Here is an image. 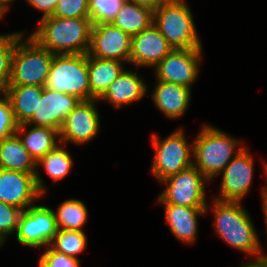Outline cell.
<instances>
[{
    "instance_id": "cell-9",
    "label": "cell",
    "mask_w": 267,
    "mask_h": 267,
    "mask_svg": "<svg viewBox=\"0 0 267 267\" xmlns=\"http://www.w3.org/2000/svg\"><path fill=\"white\" fill-rule=\"evenodd\" d=\"M57 230L54 210L46 205H33L21 213L15 237L23 246L46 248Z\"/></svg>"
},
{
    "instance_id": "cell-14",
    "label": "cell",
    "mask_w": 267,
    "mask_h": 267,
    "mask_svg": "<svg viewBox=\"0 0 267 267\" xmlns=\"http://www.w3.org/2000/svg\"><path fill=\"white\" fill-rule=\"evenodd\" d=\"M41 198L35 174L0 168V201L24 211Z\"/></svg>"
},
{
    "instance_id": "cell-19",
    "label": "cell",
    "mask_w": 267,
    "mask_h": 267,
    "mask_svg": "<svg viewBox=\"0 0 267 267\" xmlns=\"http://www.w3.org/2000/svg\"><path fill=\"white\" fill-rule=\"evenodd\" d=\"M165 220L173 236L185 244L195 243L198 236L199 217L206 213V207H186L175 204H162Z\"/></svg>"
},
{
    "instance_id": "cell-37",
    "label": "cell",
    "mask_w": 267,
    "mask_h": 267,
    "mask_svg": "<svg viewBox=\"0 0 267 267\" xmlns=\"http://www.w3.org/2000/svg\"><path fill=\"white\" fill-rule=\"evenodd\" d=\"M14 0H0V12L5 15Z\"/></svg>"
},
{
    "instance_id": "cell-7",
    "label": "cell",
    "mask_w": 267,
    "mask_h": 267,
    "mask_svg": "<svg viewBox=\"0 0 267 267\" xmlns=\"http://www.w3.org/2000/svg\"><path fill=\"white\" fill-rule=\"evenodd\" d=\"M182 128L160 139L152 134L151 142L154 156L151 173L159 182L193 165V144H189Z\"/></svg>"
},
{
    "instance_id": "cell-34",
    "label": "cell",
    "mask_w": 267,
    "mask_h": 267,
    "mask_svg": "<svg viewBox=\"0 0 267 267\" xmlns=\"http://www.w3.org/2000/svg\"><path fill=\"white\" fill-rule=\"evenodd\" d=\"M30 6L42 12V17L45 18L48 16H52L59 0H26Z\"/></svg>"
},
{
    "instance_id": "cell-22",
    "label": "cell",
    "mask_w": 267,
    "mask_h": 267,
    "mask_svg": "<svg viewBox=\"0 0 267 267\" xmlns=\"http://www.w3.org/2000/svg\"><path fill=\"white\" fill-rule=\"evenodd\" d=\"M73 163V158L66 149V144L62 145V143L36 162L37 171L35 174V181L39 192L42 194V198L47 195L48 191L44 180L41 178V172L38 170V167L42 166L50 179L56 182L61 181L69 174Z\"/></svg>"
},
{
    "instance_id": "cell-15",
    "label": "cell",
    "mask_w": 267,
    "mask_h": 267,
    "mask_svg": "<svg viewBox=\"0 0 267 267\" xmlns=\"http://www.w3.org/2000/svg\"><path fill=\"white\" fill-rule=\"evenodd\" d=\"M80 102L74 95L44 88L41 99H38L37 113L26 124L60 131L65 118Z\"/></svg>"
},
{
    "instance_id": "cell-12",
    "label": "cell",
    "mask_w": 267,
    "mask_h": 267,
    "mask_svg": "<svg viewBox=\"0 0 267 267\" xmlns=\"http://www.w3.org/2000/svg\"><path fill=\"white\" fill-rule=\"evenodd\" d=\"M98 99L81 101L65 118L59 131L60 143L84 145L92 141L100 132V116L97 110Z\"/></svg>"
},
{
    "instance_id": "cell-36",
    "label": "cell",
    "mask_w": 267,
    "mask_h": 267,
    "mask_svg": "<svg viewBox=\"0 0 267 267\" xmlns=\"http://www.w3.org/2000/svg\"><path fill=\"white\" fill-rule=\"evenodd\" d=\"M263 163V169H264V173H265V178H266V181H267V162H262ZM261 201H262V207H267V185L266 186H262L261 188Z\"/></svg>"
},
{
    "instance_id": "cell-33",
    "label": "cell",
    "mask_w": 267,
    "mask_h": 267,
    "mask_svg": "<svg viewBox=\"0 0 267 267\" xmlns=\"http://www.w3.org/2000/svg\"><path fill=\"white\" fill-rule=\"evenodd\" d=\"M39 257L38 267H80V260L65 253L52 250L49 246Z\"/></svg>"
},
{
    "instance_id": "cell-26",
    "label": "cell",
    "mask_w": 267,
    "mask_h": 267,
    "mask_svg": "<svg viewBox=\"0 0 267 267\" xmlns=\"http://www.w3.org/2000/svg\"><path fill=\"white\" fill-rule=\"evenodd\" d=\"M86 205L80 199H67L58 205L55 212L56 225L58 229L83 230L88 219Z\"/></svg>"
},
{
    "instance_id": "cell-41",
    "label": "cell",
    "mask_w": 267,
    "mask_h": 267,
    "mask_svg": "<svg viewBox=\"0 0 267 267\" xmlns=\"http://www.w3.org/2000/svg\"><path fill=\"white\" fill-rule=\"evenodd\" d=\"M3 16H4V15L0 12V19L3 18Z\"/></svg>"
},
{
    "instance_id": "cell-17",
    "label": "cell",
    "mask_w": 267,
    "mask_h": 267,
    "mask_svg": "<svg viewBox=\"0 0 267 267\" xmlns=\"http://www.w3.org/2000/svg\"><path fill=\"white\" fill-rule=\"evenodd\" d=\"M148 88L144 78L133 69L125 68L98 101L108 102L113 108L120 109L140 101L146 96Z\"/></svg>"
},
{
    "instance_id": "cell-30",
    "label": "cell",
    "mask_w": 267,
    "mask_h": 267,
    "mask_svg": "<svg viewBox=\"0 0 267 267\" xmlns=\"http://www.w3.org/2000/svg\"><path fill=\"white\" fill-rule=\"evenodd\" d=\"M23 210L0 201V240L5 243L8 236L15 235Z\"/></svg>"
},
{
    "instance_id": "cell-16",
    "label": "cell",
    "mask_w": 267,
    "mask_h": 267,
    "mask_svg": "<svg viewBox=\"0 0 267 267\" xmlns=\"http://www.w3.org/2000/svg\"><path fill=\"white\" fill-rule=\"evenodd\" d=\"M173 48L152 23L139 34L132 36L129 64L139 67L154 68Z\"/></svg>"
},
{
    "instance_id": "cell-18",
    "label": "cell",
    "mask_w": 267,
    "mask_h": 267,
    "mask_svg": "<svg viewBox=\"0 0 267 267\" xmlns=\"http://www.w3.org/2000/svg\"><path fill=\"white\" fill-rule=\"evenodd\" d=\"M155 83L151 92L154 106L166 118L180 120L190 106L192 89L163 81Z\"/></svg>"
},
{
    "instance_id": "cell-25",
    "label": "cell",
    "mask_w": 267,
    "mask_h": 267,
    "mask_svg": "<svg viewBox=\"0 0 267 267\" xmlns=\"http://www.w3.org/2000/svg\"><path fill=\"white\" fill-rule=\"evenodd\" d=\"M111 23L132 37L153 23V11L126 0Z\"/></svg>"
},
{
    "instance_id": "cell-35",
    "label": "cell",
    "mask_w": 267,
    "mask_h": 267,
    "mask_svg": "<svg viewBox=\"0 0 267 267\" xmlns=\"http://www.w3.org/2000/svg\"><path fill=\"white\" fill-rule=\"evenodd\" d=\"M134 2L138 5L150 8L152 11L158 9L162 4L166 3L168 0H127Z\"/></svg>"
},
{
    "instance_id": "cell-27",
    "label": "cell",
    "mask_w": 267,
    "mask_h": 267,
    "mask_svg": "<svg viewBox=\"0 0 267 267\" xmlns=\"http://www.w3.org/2000/svg\"><path fill=\"white\" fill-rule=\"evenodd\" d=\"M87 241L84 231L58 229L49 247L54 251L79 259V254L87 247Z\"/></svg>"
},
{
    "instance_id": "cell-29",
    "label": "cell",
    "mask_w": 267,
    "mask_h": 267,
    "mask_svg": "<svg viewBox=\"0 0 267 267\" xmlns=\"http://www.w3.org/2000/svg\"><path fill=\"white\" fill-rule=\"evenodd\" d=\"M126 0H88L92 24L111 23Z\"/></svg>"
},
{
    "instance_id": "cell-31",
    "label": "cell",
    "mask_w": 267,
    "mask_h": 267,
    "mask_svg": "<svg viewBox=\"0 0 267 267\" xmlns=\"http://www.w3.org/2000/svg\"><path fill=\"white\" fill-rule=\"evenodd\" d=\"M52 16L60 18H90L88 0H59Z\"/></svg>"
},
{
    "instance_id": "cell-6",
    "label": "cell",
    "mask_w": 267,
    "mask_h": 267,
    "mask_svg": "<svg viewBox=\"0 0 267 267\" xmlns=\"http://www.w3.org/2000/svg\"><path fill=\"white\" fill-rule=\"evenodd\" d=\"M44 88L90 100L87 54L54 55Z\"/></svg>"
},
{
    "instance_id": "cell-5",
    "label": "cell",
    "mask_w": 267,
    "mask_h": 267,
    "mask_svg": "<svg viewBox=\"0 0 267 267\" xmlns=\"http://www.w3.org/2000/svg\"><path fill=\"white\" fill-rule=\"evenodd\" d=\"M23 37L14 47L8 86L44 87L55 54L41 47L31 36Z\"/></svg>"
},
{
    "instance_id": "cell-28",
    "label": "cell",
    "mask_w": 267,
    "mask_h": 267,
    "mask_svg": "<svg viewBox=\"0 0 267 267\" xmlns=\"http://www.w3.org/2000/svg\"><path fill=\"white\" fill-rule=\"evenodd\" d=\"M25 32H12L0 34V92H2L9 83L11 76V59L16 42L24 36Z\"/></svg>"
},
{
    "instance_id": "cell-24",
    "label": "cell",
    "mask_w": 267,
    "mask_h": 267,
    "mask_svg": "<svg viewBox=\"0 0 267 267\" xmlns=\"http://www.w3.org/2000/svg\"><path fill=\"white\" fill-rule=\"evenodd\" d=\"M0 168L36 174V161L16 134L0 141Z\"/></svg>"
},
{
    "instance_id": "cell-10",
    "label": "cell",
    "mask_w": 267,
    "mask_h": 267,
    "mask_svg": "<svg viewBox=\"0 0 267 267\" xmlns=\"http://www.w3.org/2000/svg\"><path fill=\"white\" fill-rule=\"evenodd\" d=\"M203 49H173L153 69L156 81L192 88L200 74Z\"/></svg>"
},
{
    "instance_id": "cell-20",
    "label": "cell",
    "mask_w": 267,
    "mask_h": 267,
    "mask_svg": "<svg viewBox=\"0 0 267 267\" xmlns=\"http://www.w3.org/2000/svg\"><path fill=\"white\" fill-rule=\"evenodd\" d=\"M30 126L31 129L26 131ZM15 134L36 162L60 144L59 131L54 128L24 123L17 126Z\"/></svg>"
},
{
    "instance_id": "cell-3",
    "label": "cell",
    "mask_w": 267,
    "mask_h": 267,
    "mask_svg": "<svg viewBox=\"0 0 267 267\" xmlns=\"http://www.w3.org/2000/svg\"><path fill=\"white\" fill-rule=\"evenodd\" d=\"M240 140L211 124L205 123L192 142L193 166L212 182L229 162L245 148Z\"/></svg>"
},
{
    "instance_id": "cell-1",
    "label": "cell",
    "mask_w": 267,
    "mask_h": 267,
    "mask_svg": "<svg viewBox=\"0 0 267 267\" xmlns=\"http://www.w3.org/2000/svg\"><path fill=\"white\" fill-rule=\"evenodd\" d=\"M212 206H206V213L213 210L214 232L218 238L240 252L249 255L250 260L240 267H259L264 251L251 216L241 202H224L212 198Z\"/></svg>"
},
{
    "instance_id": "cell-38",
    "label": "cell",
    "mask_w": 267,
    "mask_h": 267,
    "mask_svg": "<svg viewBox=\"0 0 267 267\" xmlns=\"http://www.w3.org/2000/svg\"><path fill=\"white\" fill-rule=\"evenodd\" d=\"M263 214H264V220L266 224V229H267V207H262ZM262 261H267V255L264 253L262 255Z\"/></svg>"
},
{
    "instance_id": "cell-21",
    "label": "cell",
    "mask_w": 267,
    "mask_h": 267,
    "mask_svg": "<svg viewBox=\"0 0 267 267\" xmlns=\"http://www.w3.org/2000/svg\"><path fill=\"white\" fill-rule=\"evenodd\" d=\"M125 62L99 59L87 54L90 100L99 99L124 70Z\"/></svg>"
},
{
    "instance_id": "cell-13",
    "label": "cell",
    "mask_w": 267,
    "mask_h": 267,
    "mask_svg": "<svg viewBox=\"0 0 267 267\" xmlns=\"http://www.w3.org/2000/svg\"><path fill=\"white\" fill-rule=\"evenodd\" d=\"M132 37L112 23L93 24L88 54L129 64Z\"/></svg>"
},
{
    "instance_id": "cell-32",
    "label": "cell",
    "mask_w": 267,
    "mask_h": 267,
    "mask_svg": "<svg viewBox=\"0 0 267 267\" xmlns=\"http://www.w3.org/2000/svg\"><path fill=\"white\" fill-rule=\"evenodd\" d=\"M18 124L15 121L10 100L0 92V141L13 136Z\"/></svg>"
},
{
    "instance_id": "cell-11",
    "label": "cell",
    "mask_w": 267,
    "mask_h": 267,
    "mask_svg": "<svg viewBox=\"0 0 267 267\" xmlns=\"http://www.w3.org/2000/svg\"><path fill=\"white\" fill-rule=\"evenodd\" d=\"M254 156L247 146L223 169L220 192L213 196L224 202H242L251 190L254 174Z\"/></svg>"
},
{
    "instance_id": "cell-23",
    "label": "cell",
    "mask_w": 267,
    "mask_h": 267,
    "mask_svg": "<svg viewBox=\"0 0 267 267\" xmlns=\"http://www.w3.org/2000/svg\"><path fill=\"white\" fill-rule=\"evenodd\" d=\"M10 100L16 123H27L37 113L38 99H41L43 86H7L3 91Z\"/></svg>"
},
{
    "instance_id": "cell-40",
    "label": "cell",
    "mask_w": 267,
    "mask_h": 267,
    "mask_svg": "<svg viewBox=\"0 0 267 267\" xmlns=\"http://www.w3.org/2000/svg\"><path fill=\"white\" fill-rule=\"evenodd\" d=\"M4 243L0 240V247H3Z\"/></svg>"
},
{
    "instance_id": "cell-2",
    "label": "cell",
    "mask_w": 267,
    "mask_h": 267,
    "mask_svg": "<svg viewBox=\"0 0 267 267\" xmlns=\"http://www.w3.org/2000/svg\"><path fill=\"white\" fill-rule=\"evenodd\" d=\"M37 25L29 36L53 54H88L93 26L90 18L48 16Z\"/></svg>"
},
{
    "instance_id": "cell-39",
    "label": "cell",
    "mask_w": 267,
    "mask_h": 267,
    "mask_svg": "<svg viewBox=\"0 0 267 267\" xmlns=\"http://www.w3.org/2000/svg\"><path fill=\"white\" fill-rule=\"evenodd\" d=\"M259 267H267V261H262Z\"/></svg>"
},
{
    "instance_id": "cell-4",
    "label": "cell",
    "mask_w": 267,
    "mask_h": 267,
    "mask_svg": "<svg viewBox=\"0 0 267 267\" xmlns=\"http://www.w3.org/2000/svg\"><path fill=\"white\" fill-rule=\"evenodd\" d=\"M185 0H168L153 11V24L173 49H203Z\"/></svg>"
},
{
    "instance_id": "cell-8",
    "label": "cell",
    "mask_w": 267,
    "mask_h": 267,
    "mask_svg": "<svg viewBox=\"0 0 267 267\" xmlns=\"http://www.w3.org/2000/svg\"><path fill=\"white\" fill-rule=\"evenodd\" d=\"M210 181L191 166L160 182L166 188L157 197V204H175L186 207H206V183Z\"/></svg>"
}]
</instances>
